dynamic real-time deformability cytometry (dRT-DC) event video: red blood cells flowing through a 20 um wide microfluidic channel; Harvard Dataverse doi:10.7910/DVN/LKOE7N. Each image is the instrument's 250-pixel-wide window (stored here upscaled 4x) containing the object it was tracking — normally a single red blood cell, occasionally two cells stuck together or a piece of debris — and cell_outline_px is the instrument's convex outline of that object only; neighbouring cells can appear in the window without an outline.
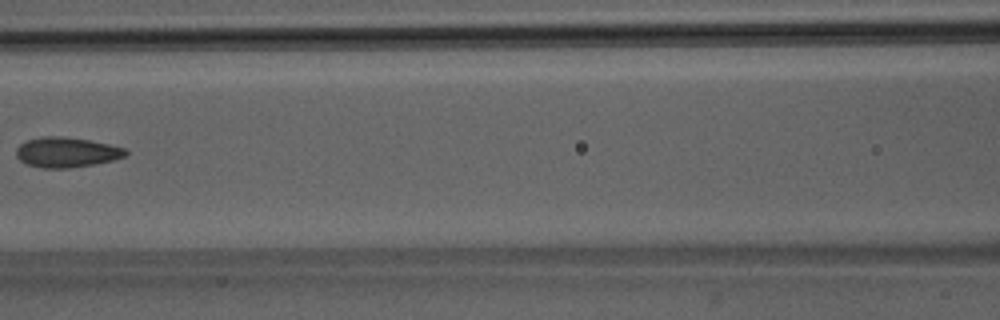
{"species": "Egyptian fruit bat (a non-hibernating species)", "species_latin": "Rousettus aegyptiacus", "temperature_condition": "room temperature", "stored_images_in_passage": 6, "camera_frame_rate_fps": 3000, "um_per_image_px": 0.085, "animal": {"sex": "male"}, "frame": {"image": 1, "passage_image": 6, "time_ms": 5.667, "image_size_px": [1000, 320], "cell_outline_px": [[128, 152], [124, 156], [112, 160], [92, 164], [68, 168], [44, 168], [28, 164], [20, 160], [16, 156], [16, 148], [20, 144], [28, 140], [44, 136], [64, 136], [88, 140], [108, 144], [124, 148]], "centroid_in_image_um": [5.62, 12.93], "position_along_channel_um": 161.0, "area_um2": 18.9}}